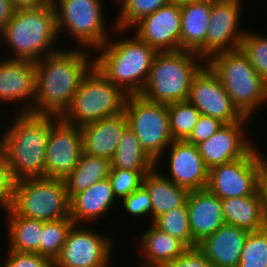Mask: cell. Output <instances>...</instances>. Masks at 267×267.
<instances>
[{
    "label": "cell",
    "instance_id": "obj_1",
    "mask_svg": "<svg viewBox=\"0 0 267 267\" xmlns=\"http://www.w3.org/2000/svg\"><path fill=\"white\" fill-rule=\"evenodd\" d=\"M93 53L68 46L34 62L36 95L30 113L62 117L84 76L94 66Z\"/></svg>",
    "mask_w": 267,
    "mask_h": 267
},
{
    "label": "cell",
    "instance_id": "obj_2",
    "mask_svg": "<svg viewBox=\"0 0 267 267\" xmlns=\"http://www.w3.org/2000/svg\"><path fill=\"white\" fill-rule=\"evenodd\" d=\"M0 135L4 154L15 181L45 177L49 131L59 118L34 113H16ZM8 124V126H7Z\"/></svg>",
    "mask_w": 267,
    "mask_h": 267
},
{
    "label": "cell",
    "instance_id": "obj_3",
    "mask_svg": "<svg viewBox=\"0 0 267 267\" xmlns=\"http://www.w3.org/2000/svg\"><path fill=\"white\" fill-rule=\"evenodd\" d=\"M58 41L61 42L51 0L40 6L15 9L12 18L0 32L3 45L0 49H8L2 54L8 55L4 58L9 60L36 62L62 49L57 46Z\"/></svg>",
    "mask_w": 267,
    "mask_h": 267
},
{
    "label": "cell",
    "instance_id": "obj_4",
    "mask_svg": "<svg viewBox=\"0 0 267 267\" xmlns=\"http://www.w3.org/2000/svg\"><path fill=\"white\" fill-rule=\"evenodd\" d=\"M114 32L124 35L130 30L115 27L111 35L114 37H110L94 52V66L127 95H138L145 85L157 52L135 33L129 38L124 35V38L117 36L118 39H115Z\"/></svg>",
    "mask_w": 267,
    "mask_h": 267
},
{
    "label": "cell",
    "instance_id": "obj_5",
    "mask_svg": "<svg viewBox=\"0 0 267 267\" xmlns=\"http://www.w3.org/2000/svg\"><path fill=\"white\" fill-rule=\"evenodd\" d=\"M206 61L195 52H157L142 91L150 102L171 104L186 101L195 75Z\"/></svg>",
    "mask_w": 267,
    "mask_h": 267
},
{
    "label": "cell",
    "instance_id": "obj_6",
    "mask_svg": "<svg viewBox=\"0 0 267 267\" xmlns=\"http://www.w3.org/2000/svg\"><path fill=\"white\" fill-rule=\"evenodd\" d=\"M206 64L245 117L252 119L259 109H267V83L240 48L214 54Z\"/></svg>",
    "mask_w": 267,
    "mask_h": 267
},
{
    "label": "cell",
    "instance_id": "obj_7",
    "mask_svg": "<svg viewBox=\"0 0 267 267\" xmlns=\"http://www.w3.org/2000/svg\"><path fill=\"white\" fill-rule=\"evenodd\" d=\"M56 15L59 39L70 36L73 47L95 52L111 36L115 25L107 26L103 0H51ZM106 19V20H105ZM109 29V30H107ZM61 34V35H60ZM79 45V46H77Z\"/></svg>",
    "mask_w": 267,
    "mask_h": 267
},
{
    "label": "cell",
    "instance_id": "obj_8",
    "mask_svg": "<svg viewBox=\"0 0 267 267\" xmlns=\"http://www.w3.org/2000/svg\"><path fill=\"white\" fill-rule=\"evenodd\" d=\"M127 96L93 66L84 76L69 109L61 118L68 124L81 127L112 117L124 111Z\"/></svg>",
    "mask_w": 267,
    "mask_h": 267
},
{
    "label": "cell",
    "instance_id": "obj_9",
    "mask_svg": "<svg viewBox=\"0 0 267 267\" xmlns=\"http://www.w3.org/2000/svg\"><path fill=\"white\" fill-rule=\"evenodd\" d=\"M11 209L17 215L42 221L70 218L64 180L38 177L16 181Z\"/></svg>",
    "mask_w": 267,
    "mask_h": 267
},
{
    "label": "cell",
    "instance_id": "obj_10",
    "mask_svg": "<svg viewBox=\"0 0 267 267\" xmlns=\"http://www.w3.org/2000/svg\"><path fill=\"white\" fill-rule=\"evenodd\" d=\"M124 112L140 145L156 162L173 142L167 104L150 102L140 95H128Z\"/></svg>",
    "mask_w": 267,
    "mask_h": 267
},
{
    "label": "cell",
    "instance_id": "obj_11",
    "mask_svg": "<svg viewBox=\"0 0 267 267\" xmlns=\"http://www.w3.org/2000/svg\"><path fill=\"white\" fill-rule=\"evenodd\" d=\"M103 233L89 225L74 224L53 262L54 267H113L115 242L112 236Z\"/></svg>",
    "mask_w": 267,
    "mask_h": 267
},
{
    "label": "cell",
    "instance_id": "obj_12",
    "mask_svg": "<svg viewBox=\"0 0 267 267\" xmlns=\"http://www.w3.org/2000/svg\"><path fill=\"white\" fill-rule=\"evenodd\" d=\"M259 187L257 145L245 157L209 169L206 188L220 199L252 196Z\"/></svg>",
    "mask_w": 267,
    "mask_h": 267
},
{
    "label": "cell",
    "instance_id": "obj_13",
    "mask_svg": "<svg viewBox=\"0 0 267 267\" xmlns=\"http://www.w3.org/2000/svg\"><path fill=\"white\" fill-rule=\"evenodd\" d=\"M187 101L200 114L219 119L224 124L251 121V118L245 117L234 105L218 76L207 64L193 78Z\"/></svg>",
    "mask_w": 267,
    "mask_h": 267
},
{
    "label": "cell",
    "instance_id": "obj_14",
    "mask_svg": "<svg viewBox=\"0 0 267 267\" xmlns=\"http://www.w3.org/2000/svg\"><path fill=\"white\" fill-rule=\"evenodd\" d=\"M243 2L217 0L211 3L209 25L205 38V61L214 54L240 48L247 28L240 29Z\"/></svg>",
    "mask_w": 267,
    "mask_h": 267
},
{
    "label": "cell",
    "instance_id": "obj_15",
    "mask_svg": "<svg viewBox=\"0 0 267 267\" xmlns=\"http://www.w3.org/2000/svg\"><path fill=\"white\" fill-rule=\"evenodd\" d=\"M82 153L80 127L58 118L49 131L45 177L64 180L76 167Z\"/></svg>",
    "mask_w": 267,
    "mask_h": 267
},
{
    "label": "cell",
    "instance_id": "obj_16",
    "mask_svg": "<svg viewBox=\"0 0 267 267\" xmlns=\"http://www.w3.org/2000/svg\"><path fill=\"white\" fill-rule=\"evenodd\" d=\"M36 95L33 61L0 59V103L16 105L12 113H30ZM17 103V104H16ZM17 107V105H19ZM20 108V109H19Z\"/></svg>",
    "mask_w": 267,
    "mask_h": 267
},
{
    "label": "cell",
    "instance_id": "obj_17",
    "mask_svg": "<svg viewBox=\"0 0 267 267\" xmlns=\"http://www.w3.org/2000/svg\"><path fill=\"white\" fill-rule=\"evenodd\" d=\"M130 30L156 52L179 51L181 5L172 1L143 17Z\"/></svg>",
    "mask_w": 267,
    "mask_h": 267
},
{
    "label": "cell",
    "instance_id": "obj_18",
    "mask_svg": "<svg viewBox=\"0 0 267 267\" xmlns=\"http://www.w3.org/2000/svg\"><path fill=\"white\" fill-rule=\"evenodd\" d=\"M166 150L156 161V166H159L162 164L160 160L168 156V174H165L166 170L160 171L165 177L188 191L207 187L209 169L204 164L197 146L187 141H173Z\"/></svg>",
    "mask_w": 267,
    "mask_h": 267
},
{
    "label": "cell",
    "instance_id": "obj_19",
    "mask_svg": "<svg viewBox=\"0 0 267 267\" xmlns=\"http://www.w3.org/2000/svg\"><path fill=\"white\" fill-rule=\"evenodd\" d=\"M251 123L239 121L224 124L208 140L197 145L208 169L243 158L256 146L253 138H249L251 134H248L250 130L247 128Z\"/></svg>",
    "mask_w": 267,
    "mask_h": 267
},
{
    "label": "cell",
    "instance_id": "obj_20",
    "mask_svg": "<svg viewBox=\"0 0 267 267\" xmlns=\"http://www.w3.org/2000/svg\"><path fill=\"white\" fill-rule=\"evenodd\" d=\"M186 207L192 240L196 245L225 224L221 199L207 188L189 191Z\"/></svg>",
    "mask_w": 267,
    "mask_h": 267
},
{
    "label": "cell",
    "instance_id": "obj_21",
    "mask_svg": "<svg viewBox=\"0 0 267 267\" xmlns=\"http://www.w3.org/2000/svg\"><path fill=\"white\" fill-rule=\"evenodd\" d=\"M110 180L107 178L98 181L87 190L75 193L70 199V218L75 224L92 225L95 221H103L110 215L115 205L119 207ZM114 207V208H113ZM109 213V214H107ZM103 218V219H102Z\"/></svg>",
    "mask_w": 267,
    "mask_h": 267
},
{
    "label": "cell",
    "instance_id": "obj_22",
    "mask_svg": "<svg viewBox=\"0 0 267 267\" xmlns=\"http://www.w3.org/2000/svg\"><path fill=\"white\" fill-rule=\"evenodd\" d=\"M128 126L124 111L81 126L83 153L111 160Z\"/></svg>",
    "mask_w": 267,
    "mask_h": 267
},
{
    "label": "cell",
    "instance_id": "obj_23",
    "mask_svg": "<svg viewBox=\"0 0 267 267\" xmlns=\"http://www.w3.org/2000/svg\"><path fill=\"white\" fill-rule=\"evenodd\" d=\"M249 232L224 224L197 247L216 267H237Z\"/></svg>",
    "mask_w": 267,
    "mask_h": 267
},
{
    "label": "cell",
    "instance_id": "obj_24",
    "mask_svg": "<svg viewBox=\"0 0 267 267\" xmlns=\"http://www.w3.org/2000/svg\"><path fill=\"white\" fill-rule=\"evenodd\" d=\"M151 225V226H150ZM140 235L139 257L136 267H167L188 248L178 239L155 227L152 223Z\"/></svg>",
    "mask_w": 267,
    "mask_h": 267
},
{
    "label": "cell",
    "instance_id": "obj_25",
    "mask_svg": "<svg viewBox=\"0 0 267 267\" xmlns=\"http://www.w3.org/2000/svg\"><path fill=\"white\" fill-rule=\"evenodd\" d=\"M210 13V2L181 5L180 50L195 52L205 60V38Z\"/></svg>",
    "mask_w": 267,
    "mask_h": 267
},
{
    "label": "cell",
    "instance_id": "obj_26",
    "mask_svg": "<svg viewBox=\"0 0 267 267\" xmlns=\"http://www.w3.org/2000/svg\"><path fill=\"white\" fill-rule=\"evenodd\" d=\"M159 167L156 166L147 173L142 182L151 198V223L155 217L182 206L189 193L187 189L165 177Z\"/></svg>",
    "mask_w": 267,
    "mask_h": 267
},
{
    "label": "cell",
    "instance_id": "obj_27",
    "mask_svg": "<svg viewBox=\"0 0 267 267\" xmlns=\"http://www.w3.org/2000/svg\"><path fill=\"white\" fill-rule=\"evenodd\" d=\"M6 213L8 250L39 254L43 221L17 215L11 208Z\"/></svg>",
    "mask_w": 267,
    "mask_h": 267
},
{
    "label": "cell",
    "instance_id": "obj_28",
    "mask_svg": "<svg viewBox=\"0 0 267 267\" xmlns=\"http://www.w3.org/2000/svg\"><path fill=\"white\" fill-rule=\"evenodd\" d=\"M225 224L248 232L264 229L259 192L252 196L221 199Z\"/></svg>",
    "mask_w": 267,
    "mask_h": 267
},
{
    "label": "cell",
    "instance_id": "obj_29",
    "mask_svg": "<svg viewBox=\"0 0 267 267\" xmlns=\"http://www.w3.org/2000/svg\"><path fill=\"white\" fill-rule=\"evenodd\" d=\"M110 160L82 153L78 164L64 179L69 199L109 176Z\"/></svg>",
    "mask_w": 267,
    "mask_h": 267
},
{
    "label": "cell",
    "instance_id": "obj_30",
    "mask_svg": "<svg viewBox=\"0 0 267 267\" xmlns=\"http://www.w3.org/2000/svg\"><path fill=\"white\" fill-rule=\"evenodd\" d=\"M110 163L111 168L137 172H150L156 167V162L145 152L129 126L124 130Z\"/></svg>",
    "mask_w": 267,
    "mask_h": 267
},
{
    "label": "cell",
    "instance_id": "obj_31",
    "mask_svg": "<svg viewBox=\"0 0 267 267\" xmlns=\"http://www.w3.org/2000/svg\"><path fill=\"white\" fill-rule=\"evenodd\" d=\"M173 0H116L119 12L112 24L120 30H130L143 17L154 13Z\"/></svg>",
    "mask_w": 267,
    "mask_h": 267
},
{
    "label": "cell",
    "instance_id": "obj_32",
    "mask_svg": "<svg viewBox=\"0 0 267 267\" xmlns=\"http://www.w3.org/2000/svg\"><path fill=\"white\" fill-rule=\"evenodd\" d=\"M167 110L173 141H185L196 125L200 111L187 100L168 104Z\"/></svg>",
    "mask_w": 267,
    "mask_h": 267
},
{
    "label": "cell",
    "instance_id": "obj_33",
    "mask_svg": "<svg viewBox=\"0 0 267 267\" xmlns=\"http://www.w3.org/2000/svg\"><path fill=\"white\" fill-rule=\"evenodd\" d=\"M74 224L71 218L43 221L39 255L48 257L54 262L60 255L67 235Z\"/></svg>",
    "mask_w": 267,
    "mask_h": 267
},
{
    "label": "cell",
    "instance_id": "obj_34",
    "mask_svg": "<svg viewBox=\"0 0 267 267\" xmlns=\"http://www.w3.org/2000/svg\"><path fill=\"white\" fill-rule=\"evenodd\" d=\"M152 224L180 240L187 248L197 247L190 232L186 202L180 207L155 217Z\"/></svg>",
    "mask_w": 267,
    "mask_h": 267
},
{
    "label": "cell",
    "instance_id": "obj_35",
    "mask_svg": "<svg viewBox=\"0 0 267 267\" xmlns=\"http://www.w3.org/2000/svg\"><path fill=\"white\" fill-rule=\"evenodd\" d=\"M240 49L246 54L259 76L267 83V36L254 30H247Z\"/></svg>",
    "mask_w": 267,
    "mask_h": 267
},
{
    "label": "cell",
    "instance_id": "obj_36",
    "mask_svg": "<svg viewBox=\"0 0 267 267\" xmlns=\"http://www.w3.org/2000/svg\"><path fill=\"white\" fill-rule=\"evenodd\" d=\"M237 267H267V229L249 232Z\"/></svg>",
    "mask_w": 267,
    "mask_h": 267
},
{
    "label": "cell",
    "instance_id": "obj_37",
    "mask_svg": "<svg viewBox=\"0 0 267 267\" xmlns=\"http://www.w3.org/2000/svg\"><path fill=\"white\" fill-rule=\"evenodd\" d=\"M149 172H137L111 168L108 179L111 182L112 189L116 199L120 202L128 195L137 190L143 182V177Z\"/></svg>",
    "mask_w": 267,
    "mask_h": 267
},
{
    "label": "cell",
    "instance_id": "obj_38",
    "mask_svg": "<svg viewBox=\"0 0 267 267\" xmlns=\"http://www.w3.org/2000/svg\"><path fill=\"white\" fill-rule=\"evenodd\" d=\"M122 211H126L129 217H137L140 220V217L143 220L147 217L149 223H151V198L149 196L146 188L141 185L137 190L128 195L126 198L120 201ZM131 215V216H130Z\"/></svg>",
    "mask_w": 267,
    "mask_h": 267
},
{
    "label": "cell",
    "instance_id": "obj_39",
    "mask_svg": "<svg viewBox=\"0 0 267 267\" xmlns=\"http://www.w3.org/2000/svg\"><path fill=\"white\" fill-rule=\"evenodd\" d=\"M15 183L7 160L0 151V210L3 212L9 210L12 206Z\"/></svg>",
    "mask_w": 267,
    "mask_h": 267
},
{
    "label": "cell",
    "instance_id": "obj_40",
    "mask_svg": "<svg viewBox=\"0 0 267 267\" xmlns=\"http://www.w3.org/2000/svg\"><path fill=\"white\" fill-rule=\"evenodd\" d=\"M6 250V256L2 258V267H54L53 261L48 257Z\"/></svg>",
    "mask_w": 267,
    "mask_h": 267
},
{
    "label": "cell",
    "instance_id": "obj_41",
    "mask_svg": "<svg viewBox=\"0 0 267 267\" xmlns=\"http://www.w3.org/2000/svg\"><path fill=\"white\" fill-rule=\"evenodd\" d=\"M223 125L224 123L219 119L201 114L191 134L185 141L197 146L213 136Z\"/></svg>",
    "mask_w": 267,
    "mask_h": 267
},
{
    "label": "cell",
    "instance_id": "obj_42",
    "mask_svg": "<svg viewBox=\"0 0 267 267\" xmlns=\"http://www.w3.org/2000/svg\"><path fill=\"white\" fill-rule=\"evenodd\" d=\"M167 267H216L198 248H188Z\"/></svg>",
    "mask_w": 267,
    "mask_h": 267
},
{
    "label": "cell",
    "instance_id": "obj_43",
    "mask_svg": "<svg viewBox=\"0 0 267 267\" xmlns=\"http://www.w3.org/2000/svg\"><path fill=\"white\" fill-rule=\"evenodd\" d=\"M258 145V165H259V193H267V156ZM262 151V152H260Z\"/></svg>",
    "mask_w": 267,
    "mask_h": 267
},
{
    "label": "cell",
    "instance_id": "obj_44",
    "mask_svg": "<svg viewBox=\"0 0 267 267\" xmlns=\"http://www.w3.org/2000/svg\"><path fill=\"white\" fill-rule=\"evenodd\" d=\"M15 9L10 0H0V32L12 18Z\"/></svg>",
    "mask_w": 267,
    "mask_h": 267
},
{
    "label": "cell",
    "instance_id": "obj_45",
    "mask_svg": "<svg viewBox=\"0 0 267 267\" xmlns=\"http://www.w3.org/2000/svg\"><path fill=\"white\" fill-rule=\"evenodd\" d=\"M12 5L18 9V8H27V7H36L40 6L47 0H10Z\"/></svg>",
    "mask_w": 267,
    "mask_h": 267
},
{
    "label": "cell",
    "instance_id": "obj_46",
    "mask_svg": "<svg viewBox=\"0 0 267 267\" xmlns=\"http://www.w3.org/2000/svg\"><path fill=\"white\" fill-rule=\"evenodd\" d=\"M261 198L262 219L265 229H267V193H259Z\"/></svg>",
    "mask_w": 267,
    "mask_h": 267
},
{
    "label": "cell",
    "instance_id": "obj_47",
    "mask_svg": "<svg viewBox=\"0 0 267 267\" xmlns=\"http://www.w3.org/2000/svg\"><path fill=\"white\" fill-rule=\"evenodd\" d=\"M173 1H176L177 3L182 5V4H187V3H200V2L212 3V2L217 1V0H173Z\"/></svg>",
    "mask_w": 267,
    "mask_h": 267
},
{
    "label": "cell",
    "instance_id": "obj_48",
    "mask_svg": "<svg viewBox=\"0 0 267 267\" xmlns=\"http://www.w3.org/2000/svg\"><path fill=\"white\" fill-rule=\"evenodd\" d=\"M0 242H1V240H0ZM0 253H1L0 254V267H2V262H1L2 261V257H1L2 256V252H1V250H0Z\"/></svg>",
    "mask_w": 267,
    "mask_h": 267
}]
</instances>
